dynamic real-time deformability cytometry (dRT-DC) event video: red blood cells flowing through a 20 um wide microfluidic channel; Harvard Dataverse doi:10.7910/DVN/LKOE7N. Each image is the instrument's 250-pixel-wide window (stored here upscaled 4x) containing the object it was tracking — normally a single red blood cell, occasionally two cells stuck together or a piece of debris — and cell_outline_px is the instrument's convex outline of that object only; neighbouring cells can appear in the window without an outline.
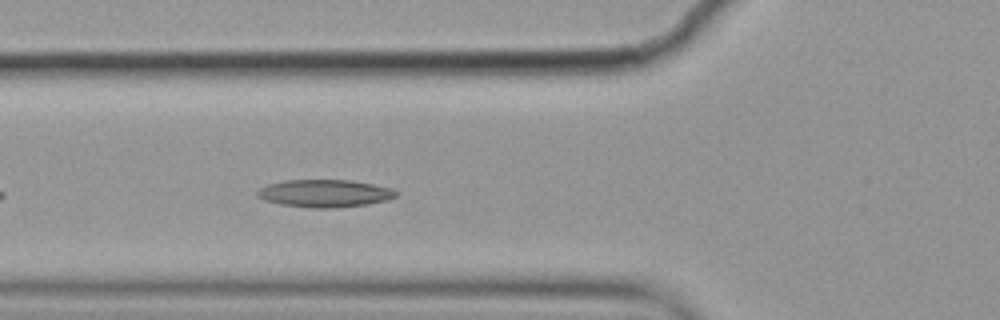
{"species": "common noctule bat (a hibernating species)", "species_latin": "Nyctalus noctula", "temperature_condition": "cold", "stored_images_in_passage": 26, "camera_frame_rate_fps": 3000, "um_per_image_px": 0.085, "animal": {"sex": "female", "body_mass_g": 19.9}, "frame": {"image": 1, "passage_image": 7, "time_ms": 2.0, "image_size_px": [1000, 320], "cell_outline_px": [[400, 192], [396, 196], [388, 200], [368, 204], [332, 208], [316, 208], [280, 204], [264, 200], [256, 196], [256, 192], [260, 188], [268, 184], [284, 180], [352, 180], [392, 188]], "centroid_in_image_um": [27.62, 16.43], "position_along_channel_um": 98.2, "area_um2": 22.37}}
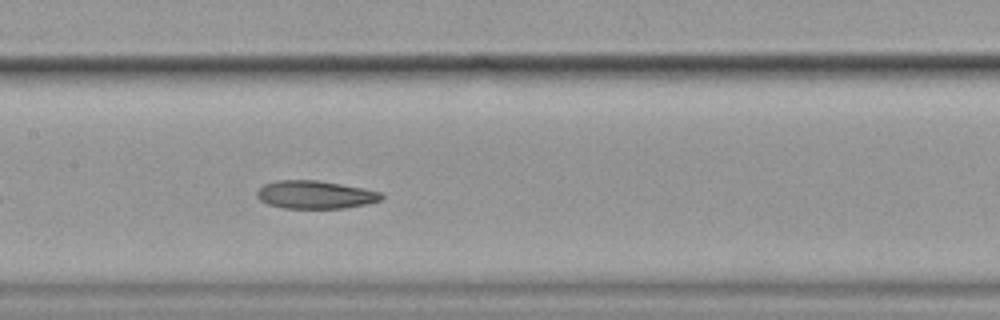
{"frame": {"image": 2, "passage_image": 14, "time_ms": 4.333, "image_size_px": [1000, 320], "cell_outline_px": [[384, 196], [380, 200], [368, 204], [344, 208], [284, 208], [268, 204], [260, 200], [256, 196], [256, 192], [264, 184], [276, 180], [316, 180], [340, 184], [384, 192]], "centroid_in_image_um": [26.8, 16.55], "position_along_channel_um": 180.6, "area_um2": 20.35}}
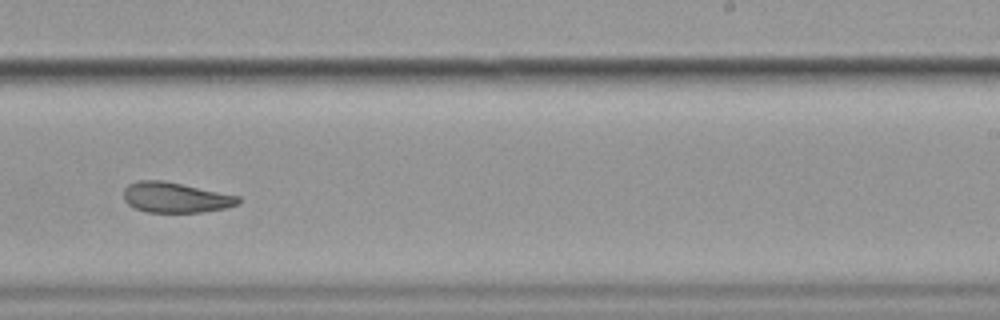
{"frame": {"image": 3, "passage_image": 22, "time_ms": 7.0, "image_size_px": [1000, 320], "cell_outline_px": [[240, 204], [224, 208], [200, 212], [144, 212], [128, 204], [124, 200], [124, 188], [128, 184], [140, 180], [164, 180], [240, 196]], "centroid_in_image_um": [14.91, 16.78], "position_along_channel_um": 274.1, "area_um2": 20.29}}